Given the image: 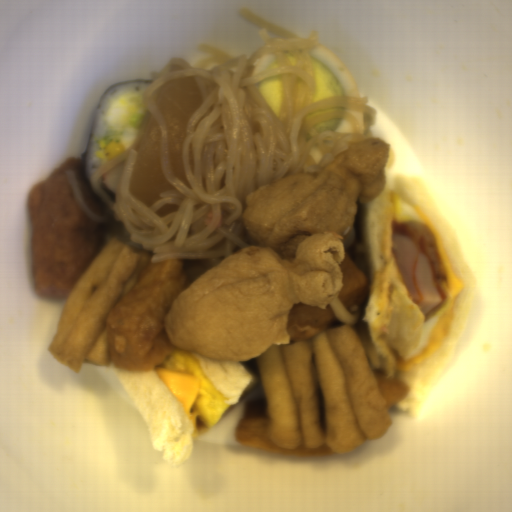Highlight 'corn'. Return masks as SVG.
Masks as SVG:
<instances>
[{
	"instance_id": "corn-1",
	"label": "corn",
	"mask_w": 512,
	"mask_h": 512,
	"mask_svg": "<svg viewBox=\"0 0 512 512\" xmlns=\"http://www.w3.org/2000/svg\"><path fill=\"white\" fill-rule=\"evenodd\" d=\"M124 150V143H121L119 141H112L110 143H107L105 149H104V155L107 159V162L122 153Z\"/></svg>"
}]
</instances>
